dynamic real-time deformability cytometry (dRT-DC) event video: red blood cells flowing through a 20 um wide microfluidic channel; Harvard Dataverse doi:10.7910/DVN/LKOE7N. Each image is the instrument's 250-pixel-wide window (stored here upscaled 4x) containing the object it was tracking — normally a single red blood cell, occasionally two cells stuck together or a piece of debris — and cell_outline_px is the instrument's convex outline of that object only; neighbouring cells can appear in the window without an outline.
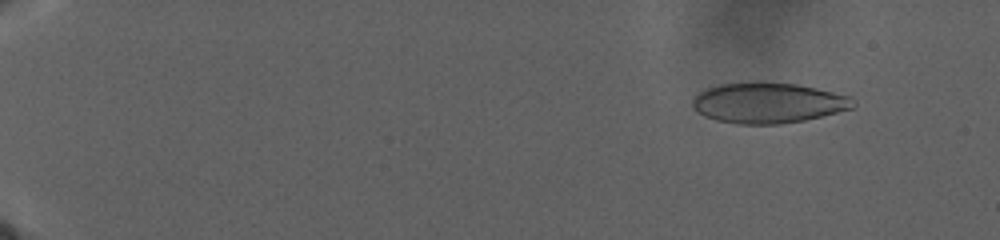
{"species": "human", "species_latin": "Homo sapiens", "temperature_condition": "warm", "stored_images_in_passage": 118, "camera_frame_rate_fps": 3000, "um_per_image_px": 0.085, "donor": {"sex": "male"}, "frame": {"image": 1, "passage_image": 17, "time_ms": 3.333, "image_size_px": [1000, 240], "cell_outline_px": [[856, 104], [852, 108], [804, 120], [780, 124], [736, 124], [716, 120], [704, 116], [696, 112], [692, 108], [692, 100], [700, 92], [708, 88], [720, 84], [752, 80], [764, 80], [796, 84], [816, 88], [852, 96], [856, 100]], "centroid_in_image_um": [65.27, 8.72], "position_along_channel_um": 19.7, "area_um2": 38.55}}
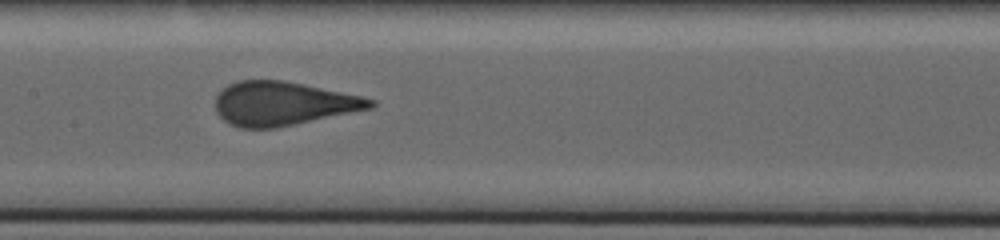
{"frame": {"image": 2, "passage_image": 76, "time_ms": 23.333, "image_size_px": [1000, 240], "cell_outline_px": [[376, 104], [372, 108], [276, 128], [240, 128], [228, 124], [216, 112], [216, 96], [220, 88], [236, 80], [284, 80], [304, 84], [360, 96], [376, 100]], "centroid_in_image_um": [24.01, 8.8], "position_along_channel_um": 183.4, "area_um2": 39.65}}
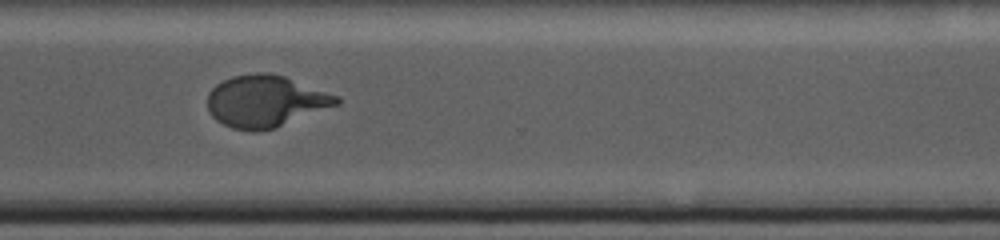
{"frame": {"image": 3, "passage_image": 117, "time_ms": 33.0, "image_size_px": [1000, 240], "cell_outline_px": [[340, 104], [276, 128], [252, 132], [232, 128], [216, 120], [208, 112], [208, 92], [216, 84], [232, 76], [256, 72], [268, 72], [284, 76], [340, 96]], "centroid_in_image_um": [22.57, 8.61], "position_along_channel_um": 348.0, "area_um2": 39.25}}